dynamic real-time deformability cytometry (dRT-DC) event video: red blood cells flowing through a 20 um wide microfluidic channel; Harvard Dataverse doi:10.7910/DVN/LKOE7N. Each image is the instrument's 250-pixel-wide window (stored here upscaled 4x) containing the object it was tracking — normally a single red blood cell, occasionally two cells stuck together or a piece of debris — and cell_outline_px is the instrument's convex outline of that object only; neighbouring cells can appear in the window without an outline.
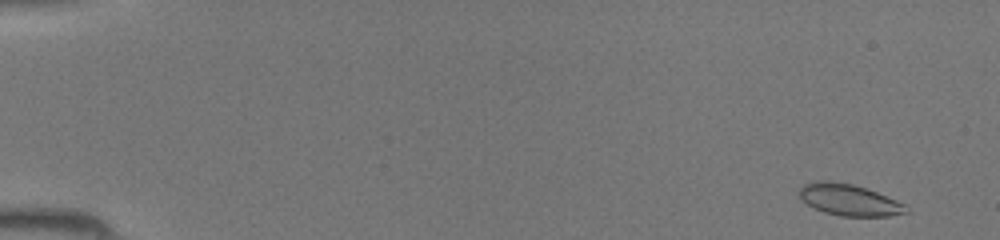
{"species": "common noctule bat (a hibernating species)", "species_latin": "Nyctalus noctula", "temperature_condition": "room temperature", "stored_images_in_passage": 45, "camera_frame_rate_fps": 3000, "um_per_image_px": 0.085, "animal": {"sex": "female", "body_mass_g": 19.5, "forearm_length_mm": 54.1}, "frame": {"image": 1, "passage_image": 2, "time_ms": 0.333, "image_size_px": [1000, 240], "cell_outline_px": [[908, 212], [888, 216], [840, 216], [824, 212], [800, 200], [796, 192], [804, 184], [812, 180], [828, 180], [852, 184], [876, 192], [896, 200], [904, 204]], "centroid_in_image_um": [72.09, 16.97], "position_along_channel_um": 12.9, "area_um2": 19.59}}
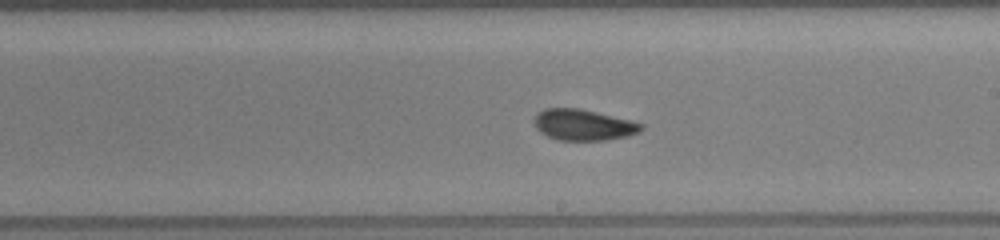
{"frame": {"image": 2, "passage_image": 27, "time_ms": 8.667, "image_size_px": [1000, 240], "cell_outline_px": [[644, 128], [640, 132], [628, 136], [604, 140], [560, 140], [548, 136], [540, 132], [536, 128], [532, 120], [536, 112], [544, 108], [580, 108], [644, 124]], "centroid_in_image_um": [49.54, 10.61], "position_along_channel_um": 239.5, "area_um2": 19.42}}
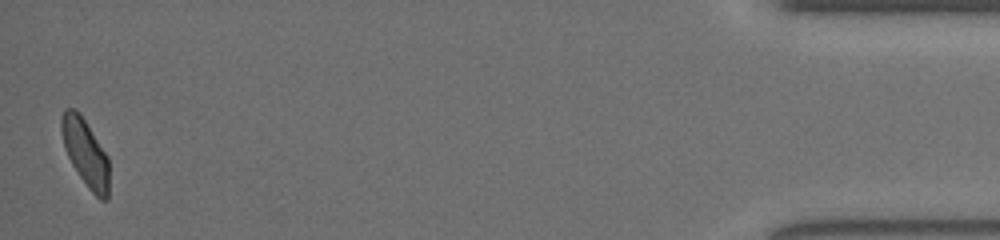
{"frame": {"image": 3, "passage_image": 45, "time_ms": 14.667, "image_size_px": [1000, 240], "cell_outline_px": [[108, 200], [100, 200], [88, 188], [72, 164], [64, 148], [60, 128], [60, 120], [64, 108], [76, 108], [80, 112], [108, 156]], "centroid_in_image_um": [7.24, 12.94], "position_along_channel_um": 428.0, "area_um2": 18.79}}